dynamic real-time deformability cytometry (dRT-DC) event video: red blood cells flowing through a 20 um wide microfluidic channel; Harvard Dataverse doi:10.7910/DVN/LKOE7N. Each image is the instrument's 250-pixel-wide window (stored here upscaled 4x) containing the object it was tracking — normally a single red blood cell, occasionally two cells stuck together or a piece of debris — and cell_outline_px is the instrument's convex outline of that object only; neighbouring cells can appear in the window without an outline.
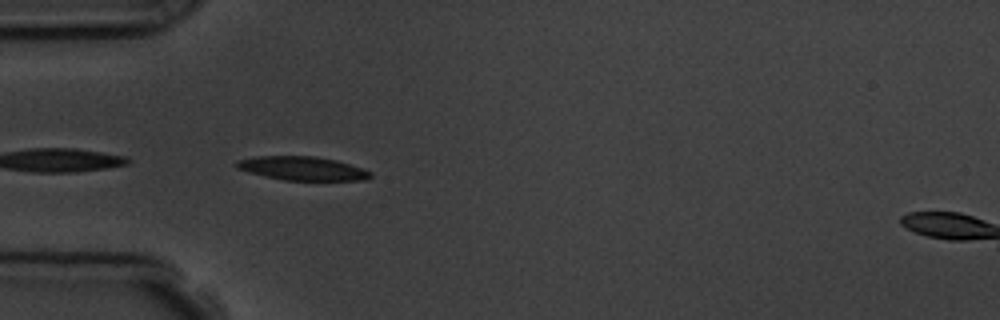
{"species": "common noctule bat (a hibernating species)", "species_latin": "Nyctalus noctula", "temperature_condition": "room temperature", "stored_images_in_passage": 5, "segment_of_instrument_passage": [1, 2], "camera_frame_rate_fps": 3000, "um_per_image_px": 0.085, "animal": {"sex": "male", "body_mass_g": 19.5, "forearm_length_mm": 54.6}, "frame": {"image": 1, "passage_image": 4, "time_ms": 4.0, "image_size_px": [1000, 320], "cell_outline_px": [[372, 176], [368, 180], [284, 180], [248, 172], [236, 168], [236, 160], [256, 156], [316, 156], [336, 160], [364, 168], [372, 172]], "centroid_in_image_um": [25.73, 14.31], "position_along_channel_um": 59.3, "area_um2": 18.61}}